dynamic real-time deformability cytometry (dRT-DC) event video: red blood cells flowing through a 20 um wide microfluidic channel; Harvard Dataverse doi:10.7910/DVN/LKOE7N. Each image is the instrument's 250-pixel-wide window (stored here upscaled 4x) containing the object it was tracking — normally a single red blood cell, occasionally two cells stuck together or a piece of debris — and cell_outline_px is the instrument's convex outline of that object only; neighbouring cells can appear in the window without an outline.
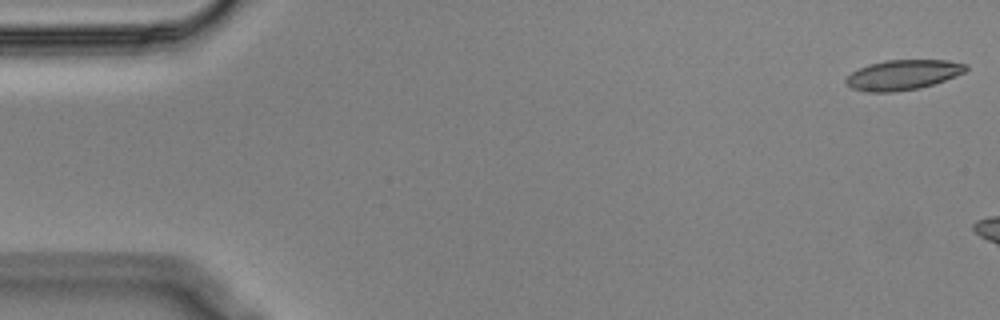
{"species": "Egyptian fruit bat (a non-hibernating species)", "species_latin": "Rousettus aegyptiacus", "temperature_condition": "cold", "stored_images_in_passage": 7, "camera_frame_rate_fps": 3000, "um_per_image_px": 0.085, "animal": {"sex": "male"}, "frame": {"image": 1, "passage_image": 1, "time_ms": 0.0, "image_size_px": [1000, 320], "cell_outline_px": [[968, 68], [964, 72], [944, 80], [920, 88], [892, 92], [864, 92], [852, 88], [844, 80], [852, 72], [868, 64], [884, 60], [948, 60], [968, 64]], "centroid_in_image_um": [76.74, 6.36], "position_along_channel_um": 8.3, "area_um2": 20.92}}